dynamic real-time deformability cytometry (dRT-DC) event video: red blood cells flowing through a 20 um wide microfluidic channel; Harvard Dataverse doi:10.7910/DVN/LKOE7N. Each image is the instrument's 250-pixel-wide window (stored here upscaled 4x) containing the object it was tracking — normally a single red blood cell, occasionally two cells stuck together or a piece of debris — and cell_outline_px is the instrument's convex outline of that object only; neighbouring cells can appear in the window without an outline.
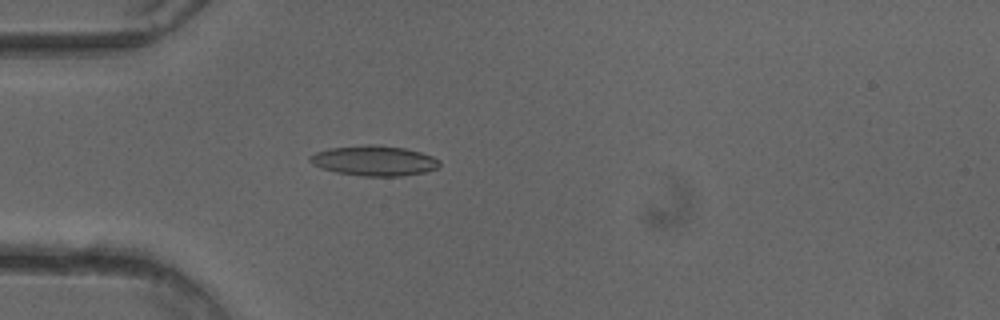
{"species": "common noctule bat (a hibernating species)", "species_latin": "Nyctalus noctula", "temperature_condition": "cold", "stored_images_in_passage": 51, "camera_frame_rate_fps": 3000, "um_per_image_px": 0.085, "animal": {"sex": "female"}, "frame": {"image": 1, "passage_image": 15, "time_ms": 4.667, "image_size_px": [1000, 320], "cell_outline_px": [[440, 168], [424, 172], [404, 176], [364, 176], [336, 172], [320, 168], [312, 164], [308, 160], [308, 156], [316, 152], [328, 148], [364, 144], [380, 144], [404, 148], [420, 152], [432, 156], [440, 160]], "centroid_in_image_um": [31.79, 13.65], "position_along_channel_um": 53.2, "area_um2": 23.12}}
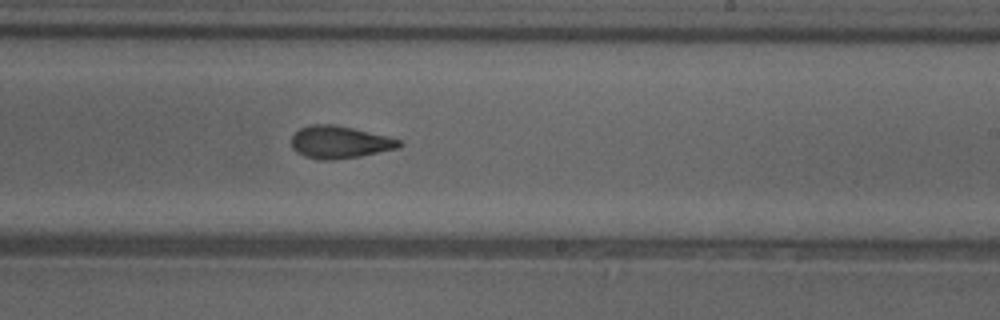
{"frame": {"image": 2, "passage_image": 31, "time_ms": 10.0, "image_size_px": [1000, 320], "cell_outline_px": [[404, 144], [400, 148], [360, 156], [332, 160], [320, 160], [304, 156], [296, 152], [292, 148], [292, 136], [300, 128], [312, 124], [336, 124], [400, 140]], "centroid_in_image_um": [28.86, 12.09], "position_along_channel_um": 260.1, "area_um2": 20.29}}
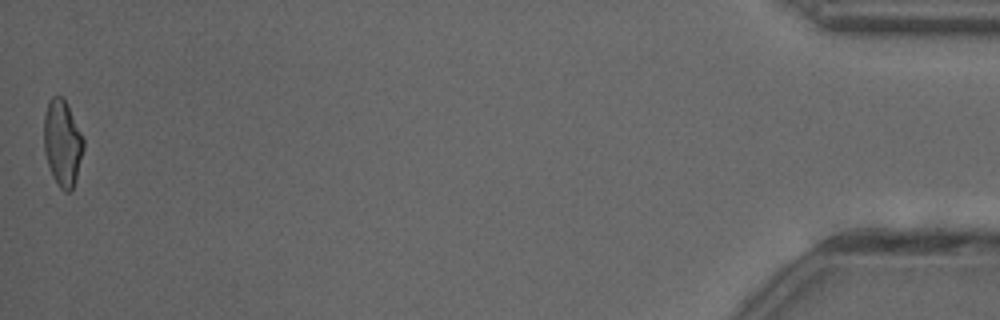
{"frame": {"image": 3, "passage_image": 51, "time_ms": 16.667, "image_size_px": [1000, 320], "cell_outline_px": [[84, 148], [76, 180], [72, 192], [64, 192], [60, 188], [52, 176], [44, 152], [44, 116], [48, 100], [52, 96], [64, 96], [84, 140]], "centroid_in_image_um": [5.3, 12.16], "position_along_channel_um": 429.9, "area_um2": 20.11}, "authors_computed_cell_mechanics": {"area_um2": 20.4612, "velocity_mm_per_s": 4.0296, "shape_relaxation_time_tau1_ms": null, "shape_relaxation_time_tau2_ms": 2.362, "deformation_change_tau1": null, "deformation_change_tau2": 0.0821}}